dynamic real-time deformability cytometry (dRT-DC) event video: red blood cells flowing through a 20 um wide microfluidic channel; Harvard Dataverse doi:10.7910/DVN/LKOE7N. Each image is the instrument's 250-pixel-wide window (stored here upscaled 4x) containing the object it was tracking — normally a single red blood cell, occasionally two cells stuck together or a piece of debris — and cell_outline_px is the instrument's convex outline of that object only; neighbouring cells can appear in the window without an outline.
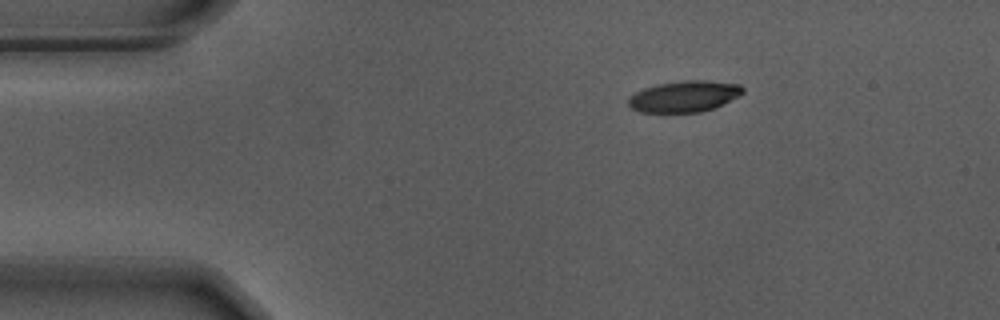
{"species": "Egyptian fruit bat (a non-hibernating species)", "species_latin": "Rousettus aegyptiacus", "temperature_condition": "warm", "stored_images_in_passage": 47, "camera_frame_rate_fps": 3000, "um_per_image_px": 0.085, "animal": {"sex": "male"}, "frame": {"image": 1, "passage_image": 1, "time_ms": 0.0, "image_size_px": [1000, 320], "cell_outline_px": [[744, 92], [712, 108], [700, 112], [640, 112], [632, 108], [628, 104], [628, 96], [644, 88], [656, 84], [684, 80], [704, 80], [740, 84], [744, 88]], "centroid_in_image_um": [58.11, 8.18], "position_along_channel_um": 26.9, "area_um2": 20.58}}
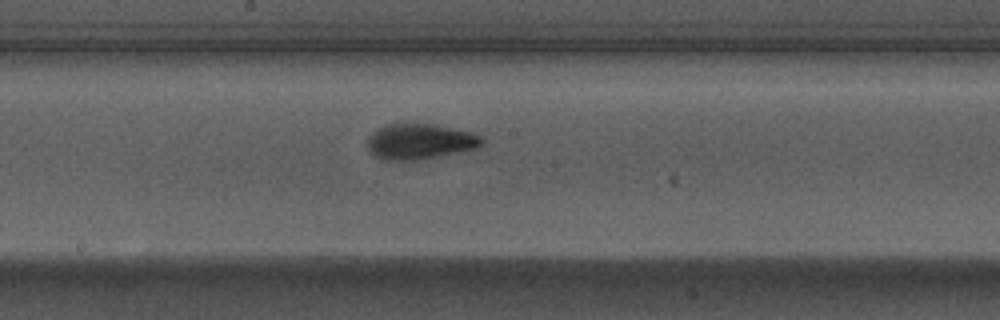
{"frame": {"image": 2, "passage_image": 21, "time_ms": 6.667, "image_size_px": [1000, 320], "cell_outline_px": [[484, 140], [476, 148], [416, 160], [380, 160], [368, 148], [368, 136], [376, 128], [388, 124], [436, 124], [472, 132], [480, 136]], "centroid_in_image_um": [35.65, 12.01], "position_along_channel_um": 212.5, "area_um2": 23.47}}
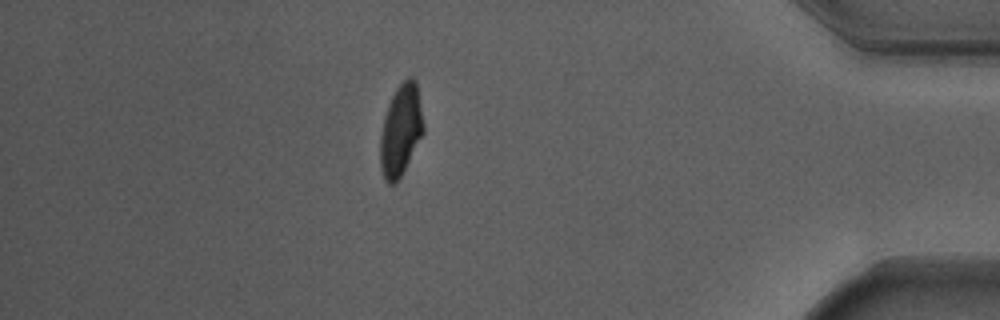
{"frame": {"image": 3, "passage_image": 40, "time_ms": 13.0, "image_size_px": [1000, 320], "cell_outline_px": [[424, 132], [400, 176], [392, 184], [388, 184], [384, 180], [380, 168], [380, 136], [384, 116], [388, 104], [396, 88], [408, 76], [412, 76], [416, 80], [424, 124]], "centroid_in_image_um": [34.06, 11.04], "position_along_channel_um": 401.1, "area_um2": 22.89}, "authors_computed_cell_mechanics": {"area_um2": 22.8888, "velocity_mm_per_s": 3.6933, "shape_relaxation_time_tau1_ms": 3.4184, "shape_relaxation_time_tau2_ms": 1.2484, "deformation_change_tau1": 0.1986, "deformation_change_tau2": 0.0733}}